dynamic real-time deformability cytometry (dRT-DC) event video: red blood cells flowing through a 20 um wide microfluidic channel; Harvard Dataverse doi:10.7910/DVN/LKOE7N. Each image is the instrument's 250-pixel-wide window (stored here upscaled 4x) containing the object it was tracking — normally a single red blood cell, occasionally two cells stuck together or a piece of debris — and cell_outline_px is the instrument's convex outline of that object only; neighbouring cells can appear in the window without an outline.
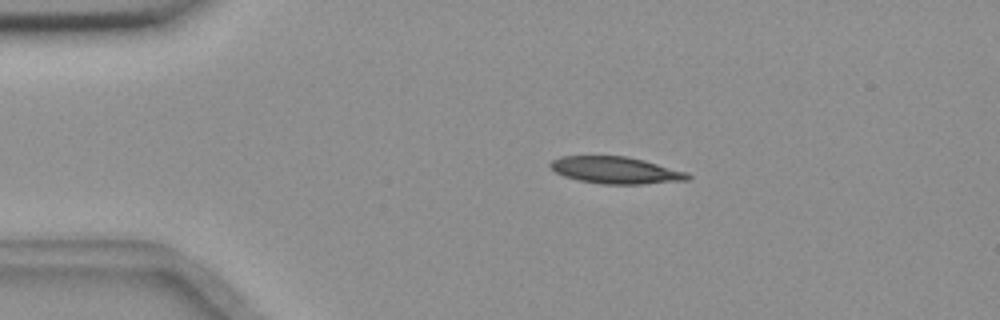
{"species": "common noctule bat (a hibernating species)", "species_latin": "Nyctalus noctula", "temperature_condition": "room temperature", "stored_images_in_passage": 4, "camera_frame_rate_fps": 3000, "um_per_image_px": 0.085, "animal": {"sex": "female", "body_mass_g": 18.4}, "frame": {"image": 1, "passage_image": 2, "time_ms": 0.333, "image_size_px": [1000, 320], "cell_outline_px": [[692, 176], [688, 180], [644, 184], [600, 184], [580, 180], [564, 176], [556, 172], [548, 164], [552, 160], [560, 156], [628, 156], [644, 160], [688, 172]], "centroid_in_image_um": [52.36, 14.47], "position_along_channel_um": 32.6, "area_um2": 21.62}}
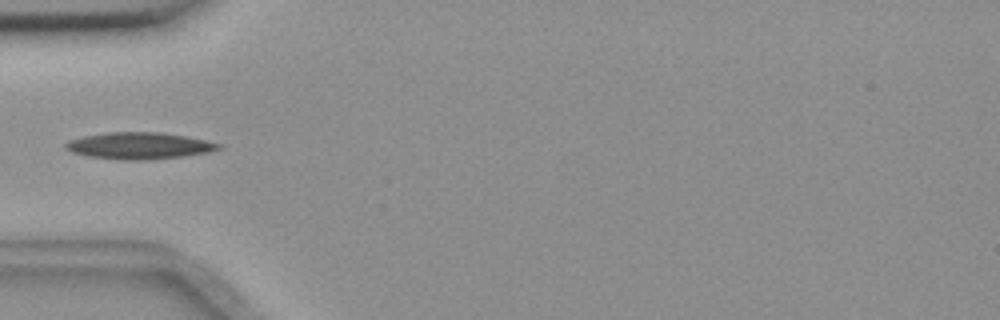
{"frame": {"image": 2, "passage_image": 4, "time_ms": 1.0, "image_size_px": [1000, 320], "cell_outline_px": [[224, 148], [208, 152], [184, 156], [144, 160], [120, 160], [88, 156], [72, 152], [64, 148], [64, 144], [68, 140], [84, 136], [108, 132], [160, 132], [184, 136], [224, 144]], "centroid_in_image_um": [11.83, 12.39], "position_along_channel_um": 73.2, "area_um2": 23.87}}